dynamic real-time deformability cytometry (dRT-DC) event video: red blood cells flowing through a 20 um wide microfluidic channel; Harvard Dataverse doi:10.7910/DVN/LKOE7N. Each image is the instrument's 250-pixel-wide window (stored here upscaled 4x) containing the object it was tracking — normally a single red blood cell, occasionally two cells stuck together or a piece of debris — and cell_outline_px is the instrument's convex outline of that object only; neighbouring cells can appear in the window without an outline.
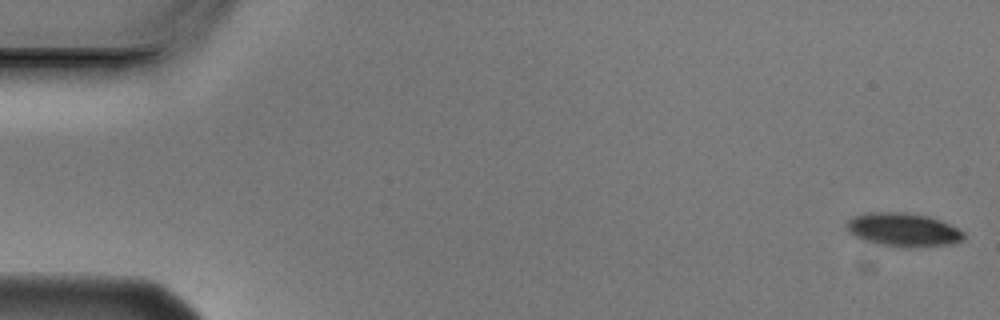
{"species": "Egyptian fruit bat (a non-hibernating species)", "species_latin": "Rousettus aegyptiacus", "temperature_condition": "cold", "stored_images_in_passage": 5, "camera_frame_rate_fps": 3000, "um_per_image_px": 0.085, "animal": {"sex": "male"}, "frame": {"image": 1, "passage_image": 1, "time_ms": 0.0, "image_size_px": [1000, 320], "cell_outline_px": [[964, 236], [960, 240], [952, 244], [908, 248], [876, 244], [864, 240], [848, 232], [844, 224], [852, 216], [868, 212], [904, 212], [928, 216], [940, 220], [964, 232]], "centroid_in_image_um": [76.71, 19.53], "position_along_channel_um": 8.3, "area_um2": 23.0}}
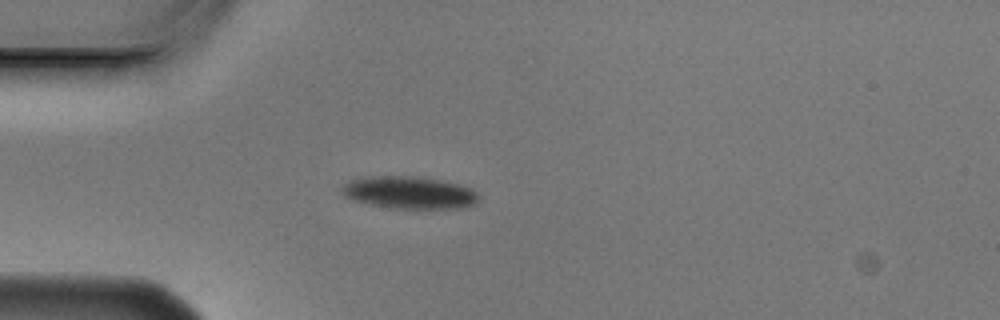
{"frame": {"image": 2, "passage_image": 5, "time_ms": 1.333, "image_size_px": [1000, 320], "cell_outline_px": [[480, 200], [476, 204], [464, 208], [392, 208], [372, 204], [356, 200], [344, 196], [340, 192], [340, 188], [348, 180], [364, 176], [420, 176], [444, 180], [460, 184], [476, 192], [480, 196]], "centroid_in_image_um": [34.81, 16.35], "position_along_channel_um": 50.2, "area_um2": 26.13}}